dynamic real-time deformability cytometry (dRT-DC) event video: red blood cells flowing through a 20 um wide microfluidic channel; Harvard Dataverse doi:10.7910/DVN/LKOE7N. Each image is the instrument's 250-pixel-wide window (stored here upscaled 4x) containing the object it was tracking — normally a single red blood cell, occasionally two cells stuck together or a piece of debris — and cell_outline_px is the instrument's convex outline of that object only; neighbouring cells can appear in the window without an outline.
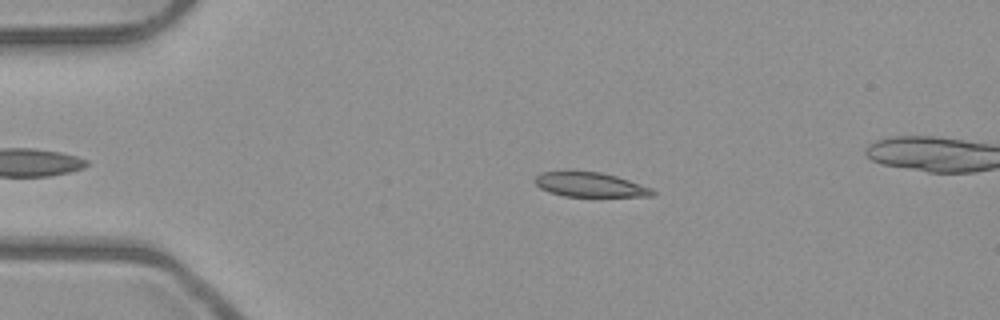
{"species": "common noctule bat (a hibernating species)", "species_latin": "Nyctalus noctula", "temperature_condition": "room temperature", "stored_images_in_passage": 41, "camera_frame_rate_fps": 3000, "um_per_image_px": 0.085, "animal": {"sex": "male", "body_mass_g": 23.1, "forearm_length_mm": 52.7}, "frame": {"image": 1, "passage_image": 6, "time_ms": 1.667, "image_size_px": [1000, 320], "cell_outline_px": [[656, 192], [652, 196], [564, 196], [548, 192], [540, 188], [532, 180], [536, 176], [544, 172], [600, 172], [616, 176], [652, 188]], "centroid_in_image_um": [50.14, 15.71], "position_along_channel_um": 34.9, "area_um2": 16.53}}
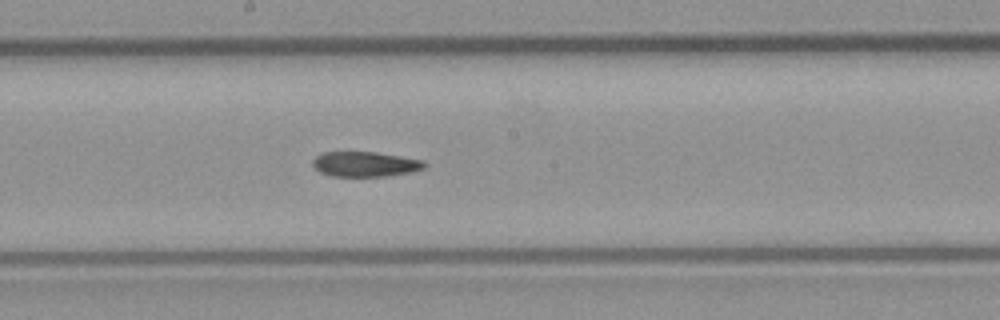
{"frame": {"image": 2, "passage_image": 23, "time_ms": 7.333, "image_size_px": [1000, 320], "cell_outline_px": [[428, 164], [424, 168], [412, 172], [388, 176], [332, 176], [320, 172], [312, 164], [312, 160], [316, 156], [324, 152], [376, 152], [424, 160]], "centroid_in_image_um": [31.07, 13.95], "position_along_channel_um": 217.1, "area_um2": 16.36}}
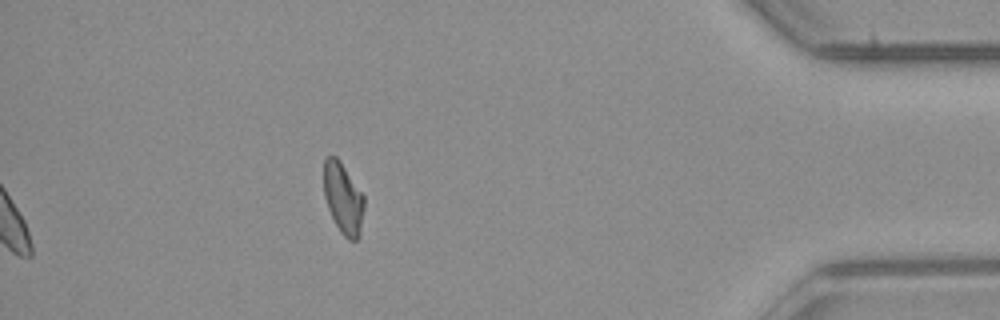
{"frame": {"image": 3, "passage_image": 41, "time_ms": 13.333, "image_size_px": [1000, 320], "cell_outline_px": [[364, 208], [360, 232], [356, 240], [348, 240], [340, 232], [328, 208], [324, 196], [324, 160], [328, 156], [336, 156], [340, 160], [364, 196]], "centroid_in_image_um": [29.17, 16.85], "position_along_channel_um": 406.0, "area_um2": 16.59}, "authors_computed_cell_mechanics": {"area_um2": 17.1666, "velocity_mm_per_s": 3.9781, "shape_relaxation_time_tau1_ms": null, "shape_relaxation_time_tau2_ms": 5.3, "deformation_change_tau1": null, "deformation_change_tau2": 0.1102}}